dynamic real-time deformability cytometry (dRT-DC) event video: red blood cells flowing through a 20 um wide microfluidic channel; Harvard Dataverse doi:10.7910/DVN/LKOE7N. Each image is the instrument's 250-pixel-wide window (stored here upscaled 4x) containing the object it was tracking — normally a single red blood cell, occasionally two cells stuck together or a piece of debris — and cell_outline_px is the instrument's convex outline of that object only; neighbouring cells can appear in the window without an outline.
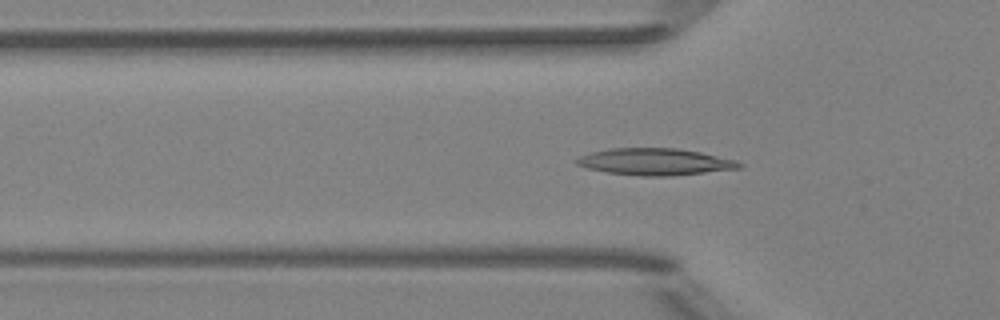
{"species": "Egyptian fruit bat (a non-hibernating species)", "species_latin": "Rousettus aegyptiacus", "temperature_condition": "room temperature", "stored_images_in_passage": 52, "segment_of_instrument_passage": [1, 2], "camera_frame_rate_fps": 3000, "um_per_image_px": 0.085, "animal": {"sex": "female"}, "frame": {"image": 1, "passage_image": 16, "time_ms": 5.0, "image_size_px": [1000, 320], "cell_outline_px": [[744, 164], [740, 168], [668, 176], [640, 176], [608, 172], [588, 168], [576, 164], [572, 160], [580, 156], [592, 152], [612, 148], [676, 148], [700, 152], [736, 160]], "centroid_in_image_um": [55.66, 13.75], "position_along_channel_um": 70.1, "area_um2": 25.2}}
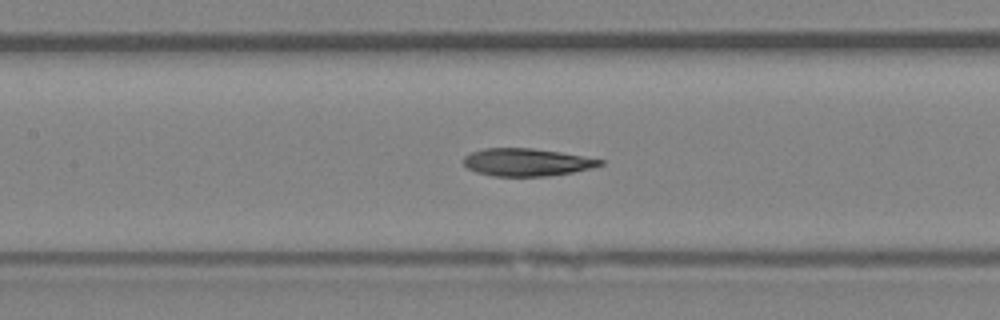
{"frame": {"image": 2, "passage_image": 23, "time_ms": 7.333, "image_size_px": [1000, 320], "cell_outline_px": [[604, 164], [592, 168], [572, 172], [548, 176], [492, 176], [476, 172], [468, 168], [464, 164], [464, 156], [472, 152], [484, 148], [532, 148], [560, 152], [604, 160]], "centroid_in_image_um": [44.77, 13.79], "position_along_channel_um": 162.6, "area_um2": 21.91}}
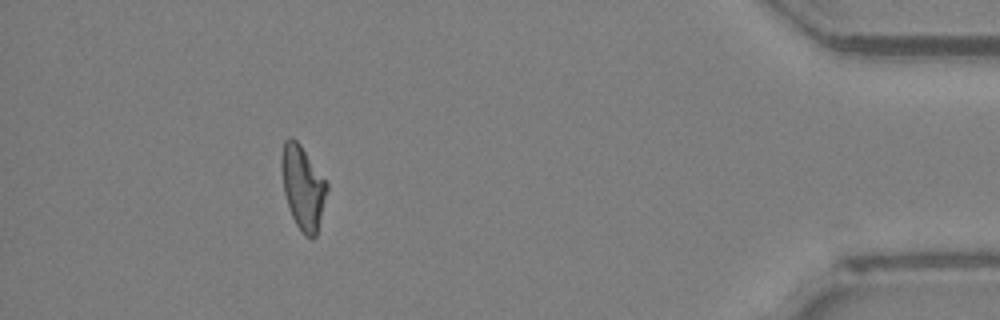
{"frame": {"image": 3, "passage_image": 46, "time_ms": 15.0, "image_size_px": [1000, 320], "cell_outline_px": [[328, 188], [316, 236], [312, 240], [304, 236], [296, 224], [292, 216], [284, 192], [280, 168], [280, 156], [284, 140], [288, 136], [292, 136], [300, 144], [328, 184]], "centroid_in_image_um": [25.71, 15.91], "position_along_channel_um": 409.5, "area_um2": 22.2}}